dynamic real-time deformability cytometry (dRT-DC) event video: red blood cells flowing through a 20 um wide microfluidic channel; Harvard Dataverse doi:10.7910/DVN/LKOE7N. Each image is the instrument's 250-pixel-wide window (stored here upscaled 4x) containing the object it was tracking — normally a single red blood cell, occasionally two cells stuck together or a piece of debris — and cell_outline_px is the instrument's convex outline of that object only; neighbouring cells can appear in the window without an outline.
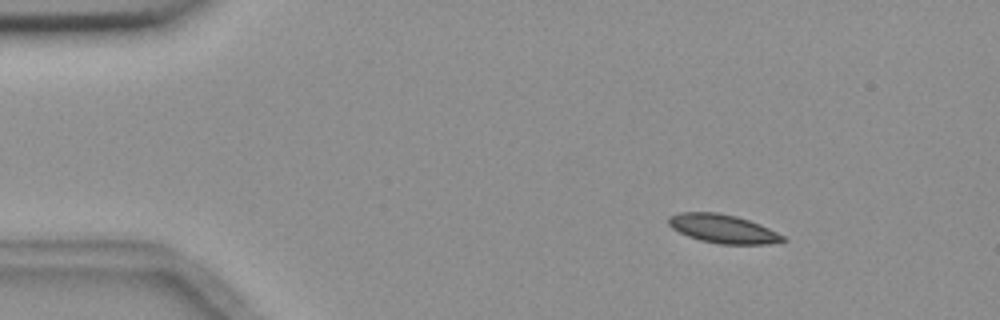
{"species": "common noctule bat (a hibernating species)", "species_latin": "Nyctalus noctula", "temperature_condition": "room temperature", "stored_images_in_passage": 4, "camera_frame_rate_fps": 3000, "um_per_image_px": 0.085, "animal": {"sex": "female", "body_mass_g": 18.4}, "frame": {"image": 1, "passage_image": 2, "time_ms": 1.0, "image_size_px": [1000, 320], "cell_outline_px": [[788, 240], [768, 244], [720, 244], [700, 240], [688, 236], [672, 228], [668, 224], [668, 216], [680, 212], [716, 212], [736, 216], [760, 224], [784, 236]], "centroid_in_image_um": [61.44, 19.44], "position_along_channel_um": 23.6, "area_um2": 19.02}}